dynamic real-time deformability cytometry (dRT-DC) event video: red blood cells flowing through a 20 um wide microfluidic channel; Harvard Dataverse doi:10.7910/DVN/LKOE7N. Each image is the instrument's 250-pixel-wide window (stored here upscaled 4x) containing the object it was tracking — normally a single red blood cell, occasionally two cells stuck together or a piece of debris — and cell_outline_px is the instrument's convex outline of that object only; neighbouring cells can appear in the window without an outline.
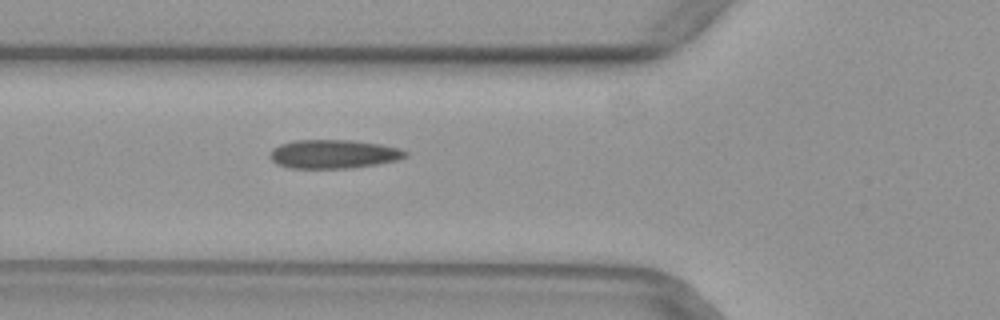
{"species": "common noctule bat (a hibernating species)", "species_latin": "Nyctalus noctula", "temperature_condition": "warm", "stored_images_in_passage": 31, "camera_frame_rate_fps": 3000, "um_per_image_px": 0.085, "animal": {"sex": "female", "body_mass_g": 29.2, "forearm_length_mm": 56.3}, "frame": {"image": 1, "passage_image": 4, "time_ms": 1.0, "image_size_px": [1000, 320], "cell_outline_px": [[408, 156], [396, 160], [376, 164], [348, 168], [288, 168], [276, 164], [272, 160], [272, 148], [280, 144], [292, 140], [352, 140], [380, 144], [400, 148], [408, 152]], "centroid_in_image_um": [28.35, 13.09], "position_along_channel_um": 97.4, "area_um2": 22.66}}
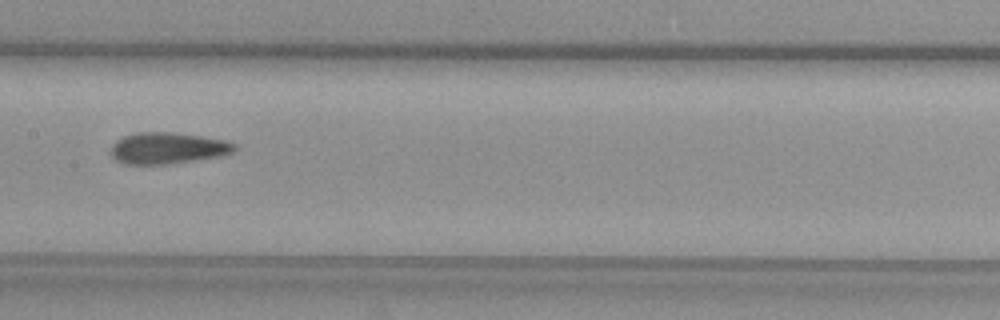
{"frame": {"image": 2, "passage_image": 11, "time_ms": 3.333, "image_size_px": [1000, 320], "cell_outline_px": [[236, 148], [232, 152], [220, 156], [168, 164], [124, 164], [112, 160], [112, 144], [116, 140], [124, 136], [136, 132], [172, 132], [200, 136], [224, 140], [236, 144]], "centroid_in_image_um": [14.21, 12.59], "position_along_channel_um": 193.2, "area_um2": 22.6}}
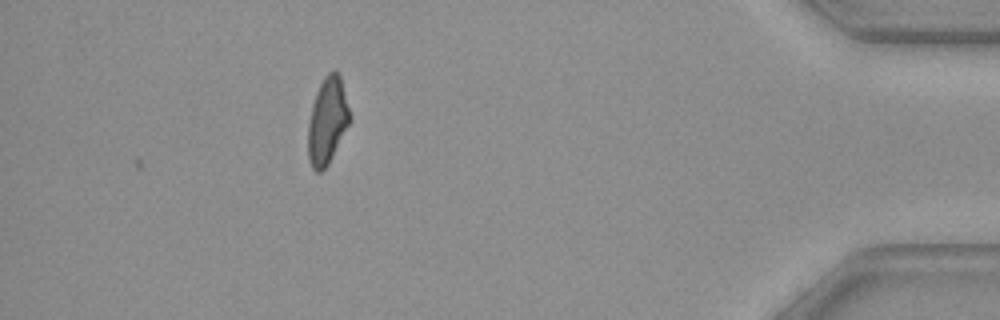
{"frame": {"image": 3, "passage_image": 31, "time_ms": 10.0, "image_size_px": [1000, 320], "cell_outline_px": [[348, 124], [328, 164], [320, 172], [316, 172], [312, 168], [308, 160], [308, 124], [312, 104], [316, 92], [324, 76], [328, 72], [336, 72], [340, 76], [348, 108]], "centroid_in_image_um": [27.77, 10.29], "position_along_channel_um": 407.4, "area_um2": 20.4}}